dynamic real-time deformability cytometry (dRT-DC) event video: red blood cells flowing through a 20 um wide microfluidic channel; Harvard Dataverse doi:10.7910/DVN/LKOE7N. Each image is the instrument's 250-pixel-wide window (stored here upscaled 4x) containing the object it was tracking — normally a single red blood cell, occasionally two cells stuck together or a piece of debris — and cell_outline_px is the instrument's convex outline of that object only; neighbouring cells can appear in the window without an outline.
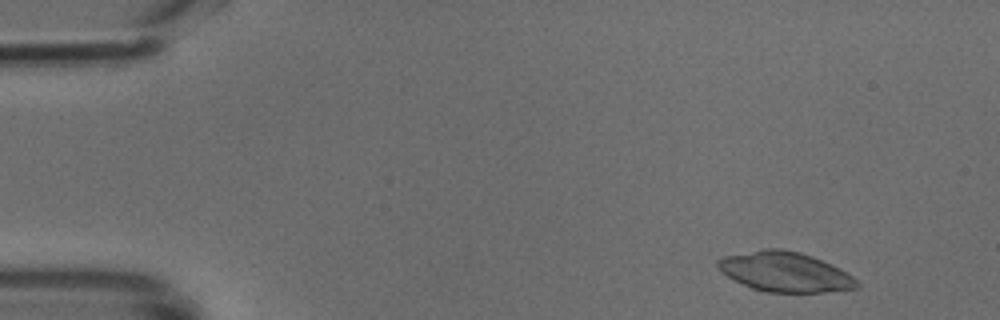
{"species": "common noctule bat (a hibernating species)", "species_latin": "Nyctalus noctula", "temperature_condition": "cold", "stored_images_in_passage": 47, "camera_frame_rate_fps": 3000, "um_per_image_px": 0.085, "animal": {"sex": "male", "body_mass_g": 18.8}, "frame": {"image": 1, "passage_image": 3, "time_ms": 0.667, "image_size_px": [1000, 320], "cell_outline_px": [[860, 288], [824, 292], [764, 292], [752, 288], [728, 276], [716, 264], [716, 260], [724, 256], [764, 248], [780, 248], [800, 252], [812, 256], [840, 268], [852, 276], [860, 284]], "centroid_in_image_um": [66.75, 23.1], "position_along_channel_um": 18.2, "area_um2": 32.14}}
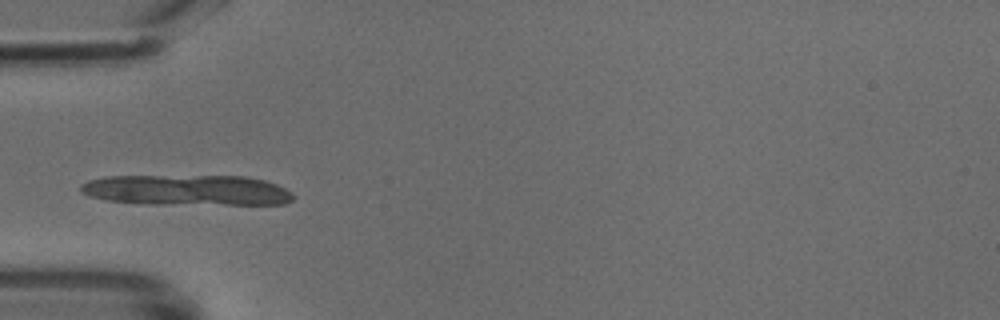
{"frame": {"image": 2, "passage_image": 14, "time_ms": 4.333, "image_size_px": [1000, 320], "cell_outline_px": [[296, 196], [292, 200], [284, 204], [148, 204], [108, 200], [88, 196], [80, 192], [80, 184], [88, 180], [108, 176], [244, 176], [264, 180], [276, 184], [292, 192]], "centroid_in_image_um": [15.89, 16.16], "position_along_channel_um": 69.1, "area_um2": 38.03}}
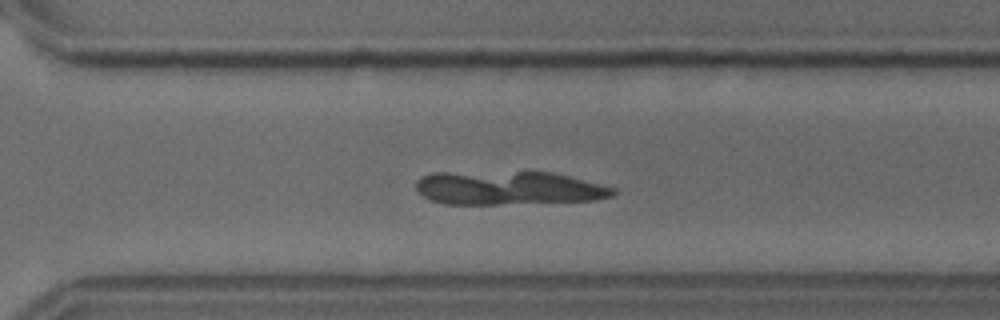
{"frame": {"image": 3, "passage_image": 33, "time_ms": 10.667, "image_size_px": [1000, 320], "cell_outline_px": [[616, 192], [612, 196], [592, 200], [496, 204], [444, 204], [432, 200], [424, 196], [416, 188], [416, 180], [420, 176], [432, 172], [552, 172], [616, 188]], "centroid_in_image_um": [43.17, 15.97], "position_along_channel_um": 327.4, "area_um2": 38.44}}